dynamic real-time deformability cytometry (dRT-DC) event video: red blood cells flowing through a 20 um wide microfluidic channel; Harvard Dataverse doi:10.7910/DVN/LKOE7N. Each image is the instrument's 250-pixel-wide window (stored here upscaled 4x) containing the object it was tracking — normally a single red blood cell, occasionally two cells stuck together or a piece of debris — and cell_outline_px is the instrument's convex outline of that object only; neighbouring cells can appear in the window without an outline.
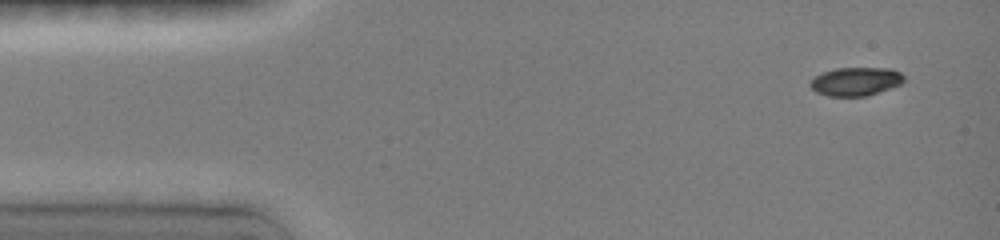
{"species": "common noctule bat (a hibernating species)", "species_latin": "Nyctalus noctula", "temperature_condition": "room temperature", "stored_images_in_passage": 7, "camera_frame_rate_fps": 3000, "um_per_image_px": 0.085, "animal": {"sex": "female", "body_mass_g": 19.0, "forearm_length_mm": 51.5}, "frame": {"image": 1, "passage_image": 1, "time_ms": 0.0, "image_size_px": [1000, 240], "cell_outline_px": [[904, 80], [900, 84], [892, 88], [868, 96], [828, 96], [816, 92], [808, 84], [816, 76], [824, 72], [836, 68], [892, 68], [900, 72], [904, 76]], "centroid_in_image_um": [72.77, 6.93], "position_along_channel_um": 12.2, "area_um2": 15.61}}
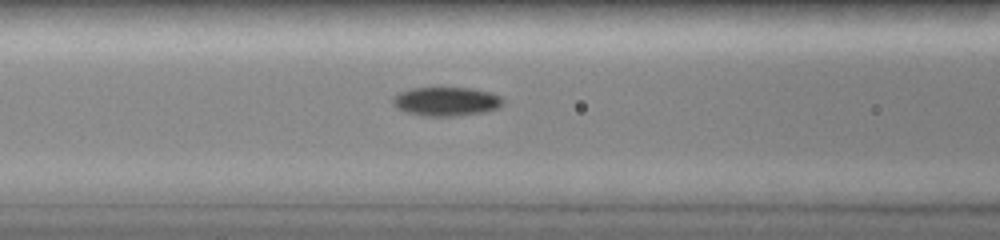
{"frame": {"image": 2, "passage_image": 7, "time_ms": 5.333, "image_size_px": [1000, 240], "cell_outline_px": [[504, 100], [496, 108], [484, 112], [456, 116], [420, 116], [404, 112], [396, 108], [392, 104], [392, 100], [400, 92], [412, 88], [468, 88], [488, 92], [500, 96]], "centroid_in_image_um": [37.87, 8.64], "position_along_channel_um": 128.7, "area_um2": 18.44}}